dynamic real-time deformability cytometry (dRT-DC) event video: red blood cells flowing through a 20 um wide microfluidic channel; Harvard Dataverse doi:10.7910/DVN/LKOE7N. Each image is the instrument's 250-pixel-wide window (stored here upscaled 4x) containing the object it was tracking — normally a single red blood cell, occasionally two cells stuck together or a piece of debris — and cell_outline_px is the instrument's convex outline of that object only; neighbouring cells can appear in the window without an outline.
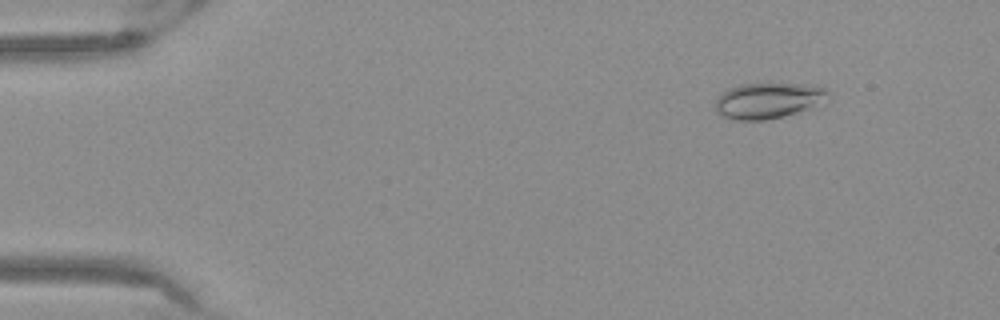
{"species": "Egyptian fruit bat (a non-hibernating species)", "species_latin": "Rousettus aegyptiacus", "temperature_condition": "warm", "stored_images_in_passage": 47, "camera_frame_rate_fps": 3000, "um_per_image_px": 0.085, "frame": {"image": 1, "passage_image": 1, "time_ms": 0.0, "image_size_px": [1000, 320], "cell_outline_px": [[828, 92], [804, 108], [796, 112], [784, 116], [764, 120], [736, 120], [724, 116], [716, 112], [716, 100], [728, 88], [740, 84], [808, 84], [824, 88]], "centroid_in_image_um": [65.13, 8.54], "position_along_channel_um": 19.9, "area_um2": 22.31}}
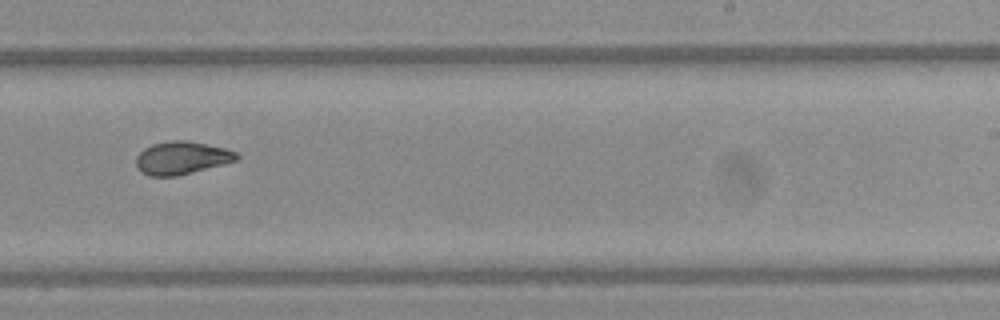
{"frame": {"image": 2, "passage_image": 28, "time_ms": 9.0, "image_size_px": [1000, 320], "cell_outline_px": [[240, 160], [176, 176], [152, 176], [140, 172], [136, 164], [136, 156], [144, 148], [152, 144], [172, 140], [184, 140], [224, 148], [236, 152], [240, 156]], "centroid_in_image_um": [15.44, 13.42], "position_along_channel_um": 273.6, "area_um2": 19.19}}
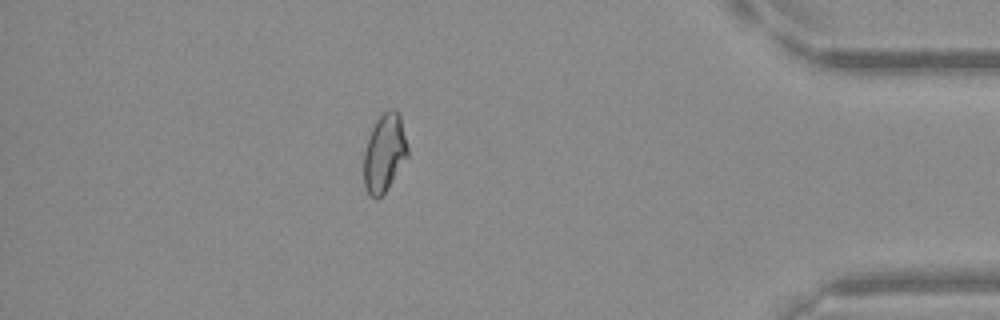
{"frame": {"image": 3, "passage_image": 41, "time_ms": 13.333, "image_size_px": [1000, 320], "cell_outline_px": [[408, 156], [384, 192], [376, 200], [368, 192], [364, 184], [364, 152], [372, 128], [376, 120], [388, 108], [396, 108], [400, 116], [408, 148]], "centroid_in_image_um": [32.68, 12.96], "position_along_channel_um": 402.5, "area_um2": 19.59}}